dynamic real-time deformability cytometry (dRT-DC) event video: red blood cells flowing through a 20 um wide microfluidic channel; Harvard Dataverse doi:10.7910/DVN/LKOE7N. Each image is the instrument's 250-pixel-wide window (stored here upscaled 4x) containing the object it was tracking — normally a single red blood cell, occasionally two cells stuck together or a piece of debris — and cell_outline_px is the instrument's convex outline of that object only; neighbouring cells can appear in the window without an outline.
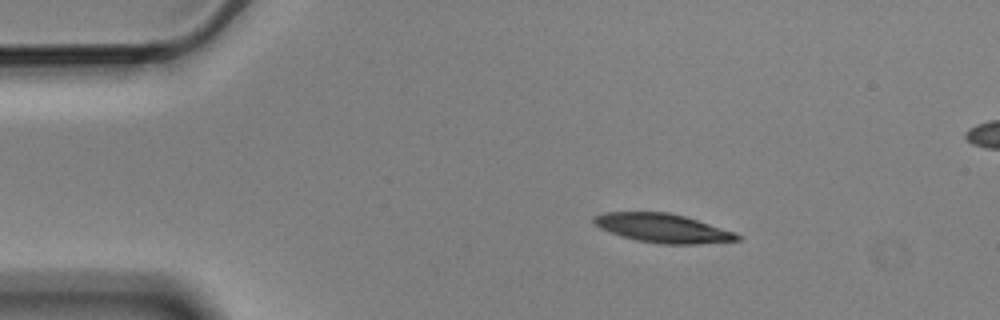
{"species": "Egyptian fruit bat (a non-hibernating species)", "species_latin": "Rousettus aegyptiacus", "temperature_condition": "cold", "stored_images_in_passage": 4, "segment_of_instrument_passage": [1, 2], "camera_frame_rate_fps": 3000, "um_per_image_px": 0.085, "animal": {"sex": "male"}, "frame": {"image": 1, "passage_image": 1, "time_ms": 0.0, "image_size_px": [1000, 320], "cell_outline_px": [[744, 236], [740, 240], [696, 244], [660, 244], [636, 240], [600, 228], [592, 220], [592, 216], [604, 212], [668, 212], [684, 216], [736, 232]], "centroid_in_image_um": [56.37, 19.39], "position_along_channel_um": 28.6, "area_um2": 24.04}}